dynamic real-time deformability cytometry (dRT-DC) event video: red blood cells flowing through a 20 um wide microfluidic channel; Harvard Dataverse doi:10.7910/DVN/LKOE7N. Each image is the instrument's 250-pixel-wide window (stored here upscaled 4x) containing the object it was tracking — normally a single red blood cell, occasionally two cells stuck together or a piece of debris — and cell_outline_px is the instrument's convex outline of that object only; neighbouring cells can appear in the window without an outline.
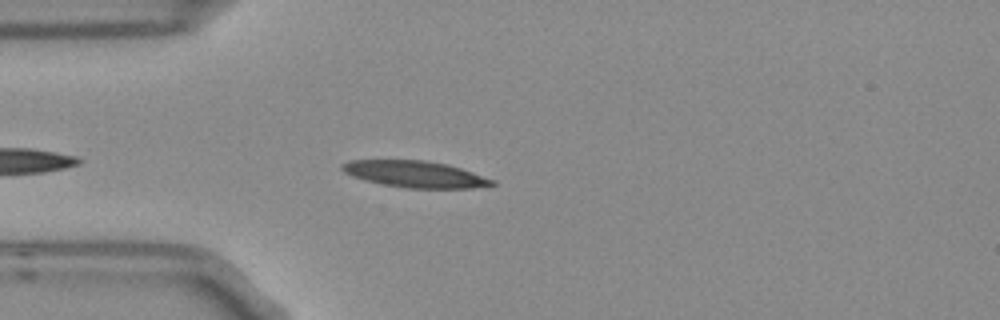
{"species": "Egyptian fruit bat (a non-hibernating species)", "species_latin": "Rousettus aegyptiacus", "temperature_condition": "room temperature", "stored_images_in_passage": 3, "camera_frame_rate_fps": 3000, "um_per_image_px": 0.085, "frame": {"image": 1, "passage_image": 3, "time_ms": 0.667, "image_size_px": [1000, 320], "cell_outline_px": [[496, 184], [472, 188], [408, 188], [384, 184], [352, 176], [344, 172], [340, 168], [340, 164], [352, 160], [424, 160], [448, 164], [496, 180]], "centroid_in_image_um": [35.3, 14.79], "position_along_channel_um": 49.7, "area_um2": 23.0}}